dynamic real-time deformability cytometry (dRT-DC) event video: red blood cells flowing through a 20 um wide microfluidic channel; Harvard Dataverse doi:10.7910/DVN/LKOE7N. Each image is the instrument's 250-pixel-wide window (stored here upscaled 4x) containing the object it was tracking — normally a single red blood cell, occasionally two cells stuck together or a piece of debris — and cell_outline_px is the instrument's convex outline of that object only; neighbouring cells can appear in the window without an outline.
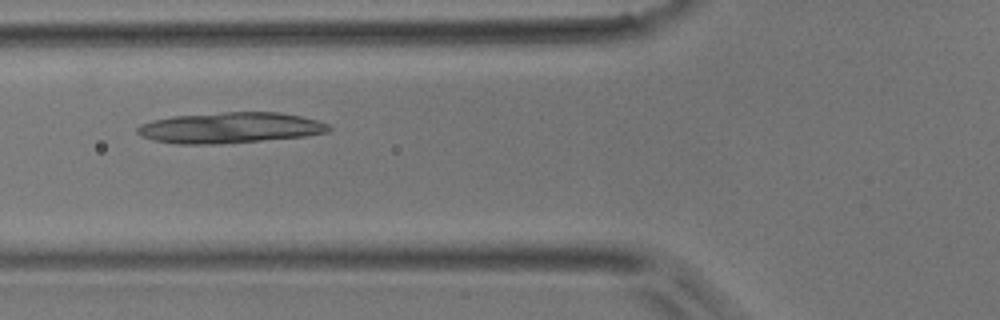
{"species": "common noctule bat (a hibernating species)", "species_latin": "Nyctalus noctula", "temperature_condition": "room temperature", "stored_images_in_passage": 44, "camera_frame_rate_fps": 3000, "um_per_image_px": 0.085, "animal": {"sex": "male", "body_mass_g": 17.9}, "frame": {"image": 1, "passage_image": 16, "time_ms": 5.0, "image_size_px": [1000, 320], "cell_outline_px": [[332, 128], [328, 132], [304, 136], [220, 144], [176, 144], [152, 140], [140, 136], [136, 132], [136, 128], [140, 124], [152, 120], [172, 116], [224, 112], [280, 112], [300, 116], [316, 120], [328, 124]], "centroid_in_image_um": [19.5, 10.86], "position_along_channel_um": 106.3, "area_um2": 34.45}}
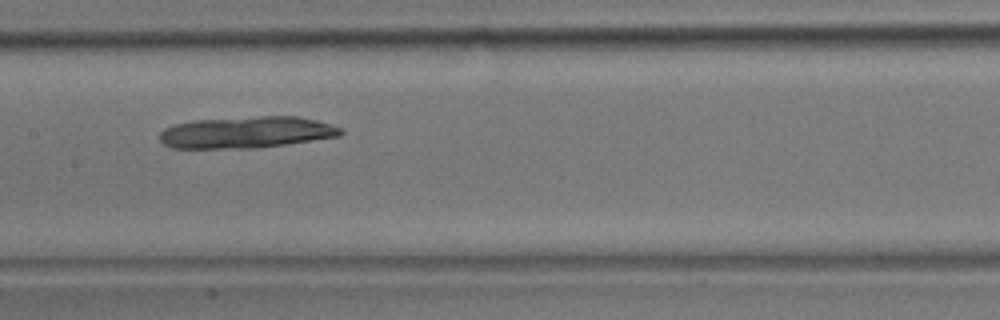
{"frame": {"image": 2, "passage_image": 22, "time_ms": 7.0, "image_size_px": [1000, 320], "cell_outline_px": [[344, 132], [340, 136], [256, 148], [172, 148], [164, 144], [160, 140], [160, 132], [164, 128], [176, 124], [192, 120], [260, 116], [296, 116], [316, 120], [340, 128]], "centroid_in_image_um": [20.91, 11.24], "position_along_channel_um": 186.5, "area_um2": 33.18}}
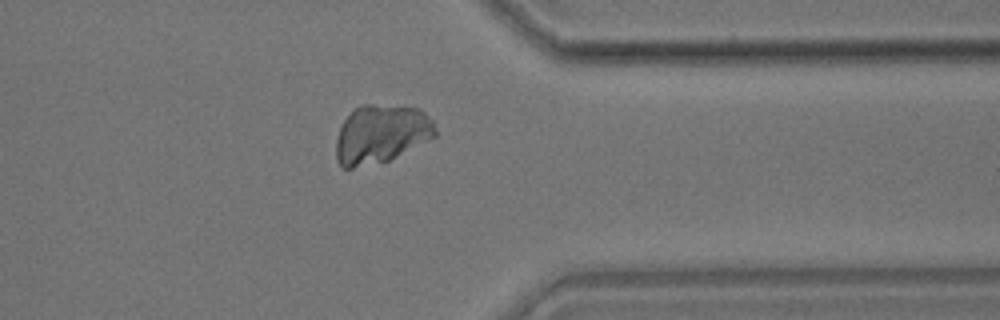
{"frame": {"image": 3, "passage_image": 37, "time_ms": 12.0, "image_size_px": [1000, 320], "cell_outline_px": [[436, 136], [388, 160], [352, 168], [340, 168], [336, 160], [336, 140], [340, 128], [344, 120], [360, 104], [404, 104], [420, 108], [432, 120], [436, 132]], "centroid_in_image_um": [32.39, 11.35], "position_along_channel_um": 379.0, "area_um2": 34.04}}